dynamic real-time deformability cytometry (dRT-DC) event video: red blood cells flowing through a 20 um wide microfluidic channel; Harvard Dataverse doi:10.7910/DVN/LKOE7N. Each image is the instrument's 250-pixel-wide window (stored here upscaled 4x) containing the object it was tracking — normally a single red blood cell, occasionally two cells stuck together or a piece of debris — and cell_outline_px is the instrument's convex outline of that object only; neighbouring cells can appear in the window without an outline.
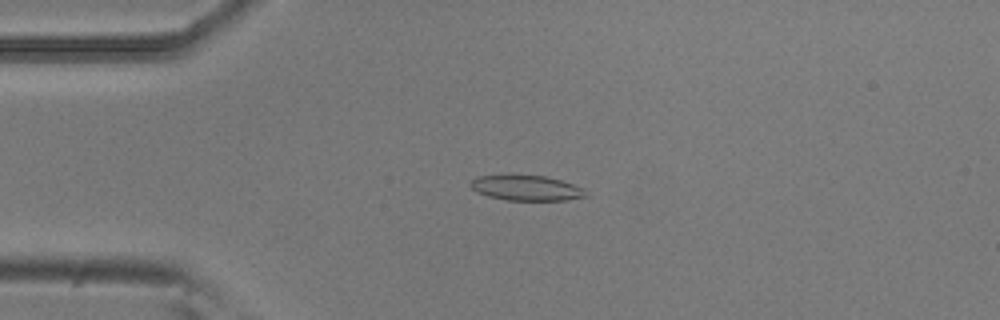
{"species": "common noctule bat (a hibernating species)", "species_latin": "Nyctalus noctula", "temperature_condition": "room temperature", "stored_images_in_passage": 5, "camera_frame_rate_fps": 3000, "um_per_image_px": 0.085, "animal": {"sex": "male", "body_mass_g": 20.5, "forearm_length_mm": 52.5}, "frame": {"image": 1, "passage_image": 4, "time_ms": 1.0, "image_size_px": [1000, 320], "cell_outline_px": [[588, 196], [568, 200], [504, 200], [488, 196], [476, 192], [468, 184], [476, 176], [508, 172], [548, 176], [572, 184], [580, 188]], "centroid_in_image_um": [44.62, 15.92], "position_along_channel_um": 40.4, "area_um2": 17.69}}